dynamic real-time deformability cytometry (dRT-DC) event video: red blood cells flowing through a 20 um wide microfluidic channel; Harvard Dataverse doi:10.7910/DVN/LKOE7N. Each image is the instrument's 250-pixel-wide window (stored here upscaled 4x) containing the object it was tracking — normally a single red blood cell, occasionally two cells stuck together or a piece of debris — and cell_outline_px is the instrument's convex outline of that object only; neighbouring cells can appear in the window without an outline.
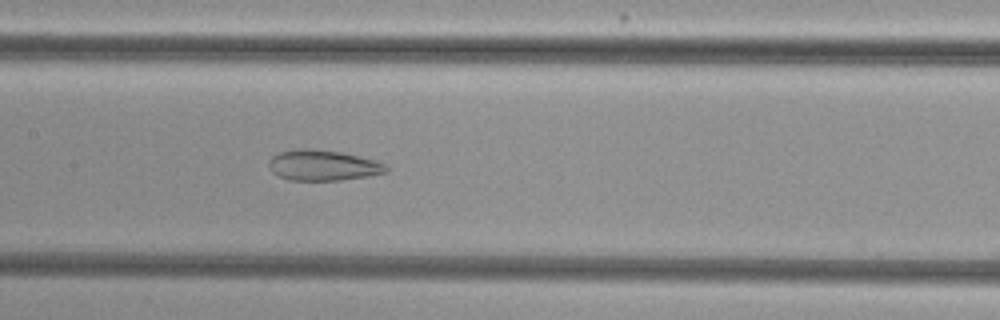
{"species": "common noctule bat (a hibernating species)", "species_latin": "Nyctalus noctula", "temperature_condition": "cold", "stored_images_in_passage": 54, "camera_frame_rate_fps": 3000, "um_per_image_px": 0.085, "animal": {"sex": "female", "body_mass_g": 29.2, "forearm_length_mm": 56.3}, "frame": {"image": 1, "passage_image": 27, "time_ms": 8.667, "image_size_px": [1000, 320], "cell_outline_px": [[388, 172], [368, 176], [340, 180], [288, 180], [276, 176], [272, 172], [268, 164], [268, 160], [272, 156], [280, 152], [300, 148], [312, 148], [340, 152], [376, 160], [384, 164], [388, 168]], "centroid_in_image_um": [27.42, 14.05], "position_along_channel_um": 180.0, "area_um2": 21.04}}
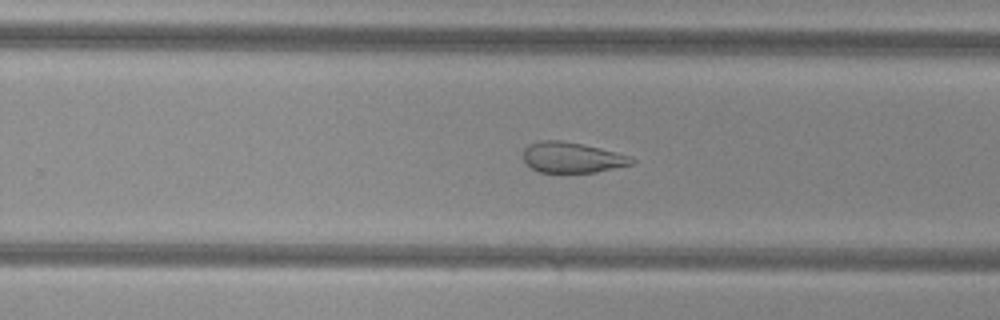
{"frame": {"image": 2, "passage_image": 35, "time_ms": 11.333, "image_size_px": [1000, 320], "cell_outline_px": [[636, 160], [632, 164], [596, 172], [540, 172], [532, 168], [524, 160], [524, 148], [528, 144], [540, 140], [560, 140], [600, 148], [616, 152], [628, 156]], "centroid_in_image_um": [48.6, 13.38], "position_along_channel_um": 281.2, "area_um2": 19.07}}
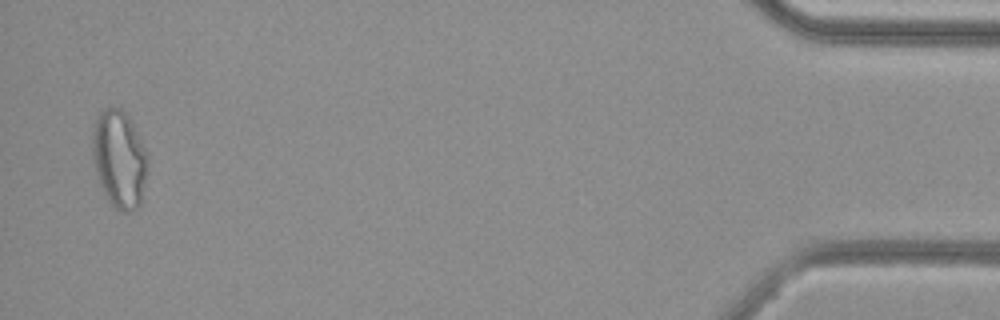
{"frame": {"image": 3, "passage_image": 53, "time_ms": 17.333, "image_size_px": [1000, 320], "cell_outline_px": [[148, 160], [144, 184], [140, 204], [132, 212], [120, 212], [108, 200], [100, 184], [92, 160], [92, 124], [96, 116], [104, 108], [120, 108], [128, 116], [148, 156]], "centroid_in_image_um": [10.1, 13.51], "position_along_channel_um": 425.1, "area_um2": 31.33}, "authors_computed_cell_mechanics": {"area_um2": 27.166, "velocity_mm_per_s": 3.8097, "shape_relaxation_time_tau1_ms": null, "shape_relaxation_time_tau2_ms": 3.6813, "deformation_change_tau1": null, "deformation_change_tau2": 0.1201}}